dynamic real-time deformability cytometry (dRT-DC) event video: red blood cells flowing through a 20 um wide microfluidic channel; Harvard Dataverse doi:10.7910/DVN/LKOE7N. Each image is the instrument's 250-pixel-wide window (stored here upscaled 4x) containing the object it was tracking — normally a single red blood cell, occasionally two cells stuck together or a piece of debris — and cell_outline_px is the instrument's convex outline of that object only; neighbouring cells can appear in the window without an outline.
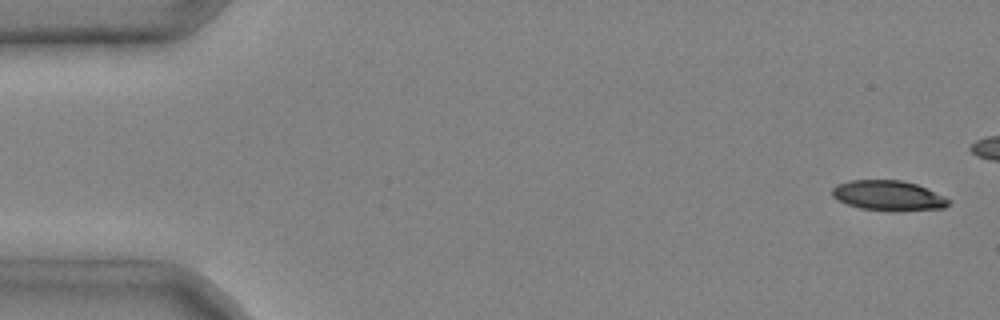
{"species": "common noctule bat (a hibernating species)", "species_latin": "Nyctalus noctula", "temperature_condition": "cold", "stored_images_in_passage": 6, "camera_frame_rate_fps": 3000, "um_per_image_px": 0.085, "animal": {"sex": "male", "body_mass_g": 20.4}, "frame": {"image": 1, "passage_image": 1, "time_ms": 0.0, "image_size_px": [1000, 320], "cell_outline_px": [[952, 200], [944, 208], [896, 212], [892, 212], [860, 208], [848, 204], [832, 196], [832, 188], [836, 184], [848, 180], [904, 180], [916, 184], [944, 196]], "centroid_in_image_um": [75.52, 16.63], "position_along_channel_um": 9.5, "area_um2": 20.63}}